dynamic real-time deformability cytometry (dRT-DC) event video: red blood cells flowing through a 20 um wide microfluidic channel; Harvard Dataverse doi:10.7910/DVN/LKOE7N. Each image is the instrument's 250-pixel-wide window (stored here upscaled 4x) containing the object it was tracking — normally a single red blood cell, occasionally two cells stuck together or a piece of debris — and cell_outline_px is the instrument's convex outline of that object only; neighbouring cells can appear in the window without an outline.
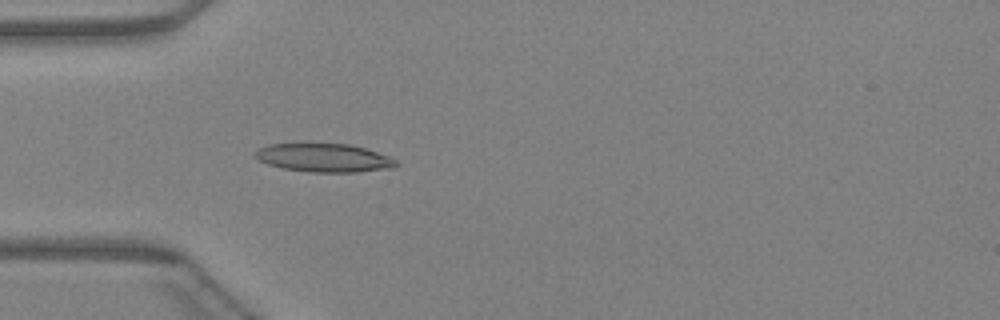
{"species": "Egyptian fruit bat (a non-hibernating species)", "species_latin": "Rousettus aegyptiacus", "temperature_condition": "warm", "stored_images_in_passage": 36, "camera_frame_rate_fps": 3000, "um_per_image_px": 0.085, "animal": {"sex": "female"}, "frame": {"image": 1, "passage_image": 4, "time_ms": 1.0, "image_size_px": [1000, 320], "cell_outline_px": [[400, 164], [392, 168], [356, 172], [308, 172], [284, 168], [268, 164], [260, 160], [252, 152], [268, 144], [348, 144], [364, 148], [392, 156]], "centroid_in_image_um": [27.59, 13.42], "position_along_channel_um": 57.4, "area_um2": 23.29}}
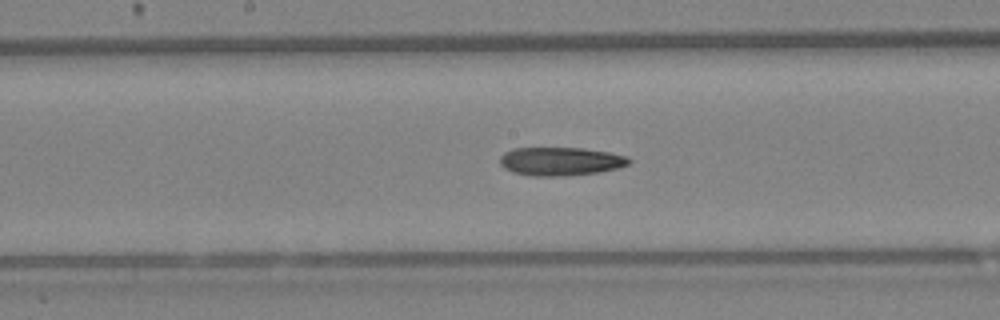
{"frame": {"image": 2, "passage_image": 14, "time_ms": 4.333, "image_size_px": [1000, 320], "cell_outline_px": [[632, 160], [628, 164], [616, 168], [600, 172], [564, 176], [532, 176], [512, 172], [504, 168], [500, 164], [500, 156], [504, 152], [512, 148], [584, 148], [608, 152], [628, 156]], "centroid_in_image_um": [47.63, 13.71], "position_along_channel_um": 200.6, "area_um2": 21.5}}
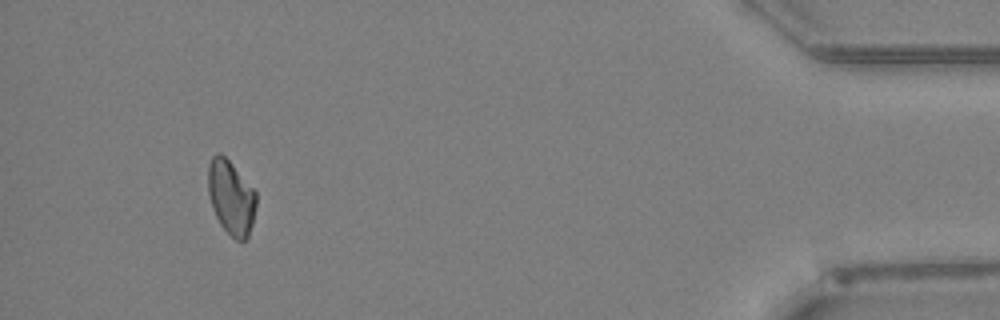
{"frame": {"image": 3, "passage_image": 33, "time_ms": 10.667, "image_size_px": [1000, 320], "cell_outline_px": [[256, 204], [252, 224], [248, 236], [244, 240], [236, 240], [220, 224], [212, 208], [208, 196], [208, 164], [212, 156], [216, 152], [220, 152], [232, 164], [256, 192]], "centroid_in_image_um": [19.62, 16.76], "position_along_channel_um": 415.6, "area_um2": 20.69}}